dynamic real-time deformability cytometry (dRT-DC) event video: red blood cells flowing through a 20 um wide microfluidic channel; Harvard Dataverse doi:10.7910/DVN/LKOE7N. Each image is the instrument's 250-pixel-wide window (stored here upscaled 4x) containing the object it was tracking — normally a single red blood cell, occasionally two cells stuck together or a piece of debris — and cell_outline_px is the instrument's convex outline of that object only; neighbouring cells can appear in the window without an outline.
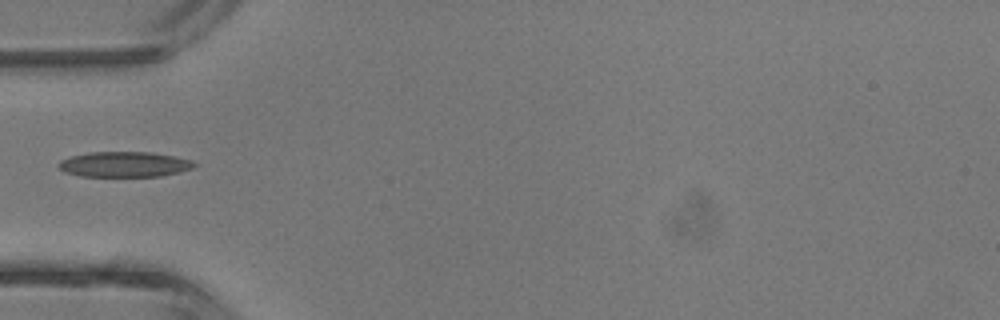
{"species": "common noctule bat (a hibernating species)", "species_latin": "Nyctalus noctula", "temperature_condition": "room temperature", "stored_images_in_passage": 1, "camera_frame_rate_fps": 3000, "um_per_image_px": 0.085, "animal": {"sex": "male", "body_mass_g": 13.3}, "frame": {"image": 1, "passage_image": 1, "time_ms": 0.0, "image_size_px": [1000, 320], "cell_outline_px": [[196, 164], [192, 168], [180, 172], [160, 176], [80, 176], [64, 172], [56, 164], [60, 160], [72, 156], [88, 152], [152, 152], [192, 160]], "centroid_in_image_um": [10.54, 13.97], "position_along_channel_um": 74.5, "area_um2": 20.0}}